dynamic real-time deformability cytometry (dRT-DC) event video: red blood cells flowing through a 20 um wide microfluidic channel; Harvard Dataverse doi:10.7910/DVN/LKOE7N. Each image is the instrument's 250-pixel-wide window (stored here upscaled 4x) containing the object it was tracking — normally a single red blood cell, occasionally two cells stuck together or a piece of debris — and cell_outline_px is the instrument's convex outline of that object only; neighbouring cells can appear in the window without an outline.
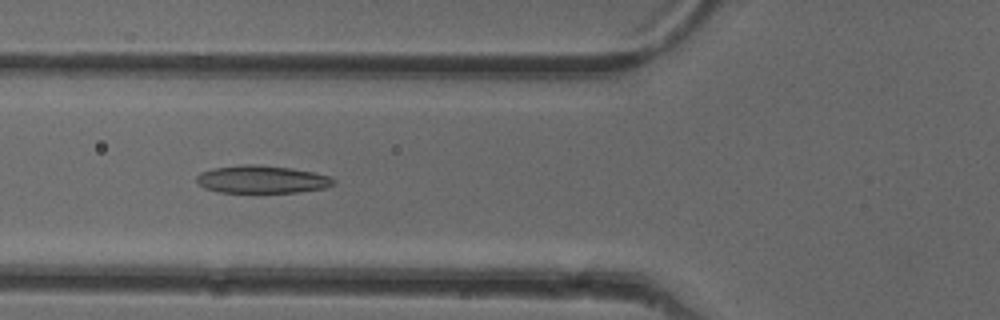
{"species": "common noctule bat (a hibernating species)", "species_latin": "Nyctalus noctula", "temperature_condition": "cold", "stored_images_in_passage": 47, "camera_frame_rate_fps": 3000, "um_per_image_px": 0.085, "animal": {"sex": "female"}, "frame": {"image": 1, "passage_image": 15, "time_ms": 4.667, "image_size_px": [1000, 320], "cell_outline_px": [[336, 184], [324, 188], [296, 192], [220, 192], [204, 188], [196, 180], [196, 176], [200, 172], [212, 168], [244, 164], [256, 164], [292, 168], [332, 176], [336, 180]], "centroid_in_image_um": [22.28, 15.24], "position_along_channel_um": 103.5, "area_um2": 22.2}}
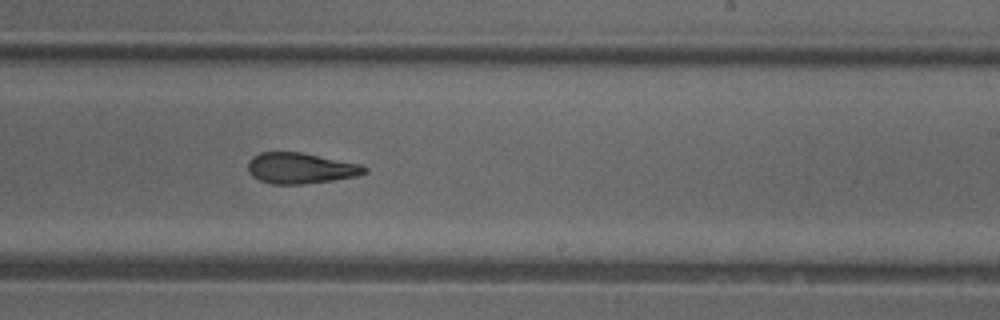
{"frame": {"image": 2, "passage_image": 27, "time_ms": 8.667, "image_size_px": [1000, 320], "cell_outline_px": [[368, 172], [356, 176], [332, 180], [300, 184], [272, 184], [260, 180], [252, 176], [248, 172], [248, 160], [252, 156], [260, 152], [304, 152], [360, 164], [368, 168]], "centroid_in_image_um": [25.53, 14.28], "position_along_channel_um": 263.5, "area_um2": 21.04}}
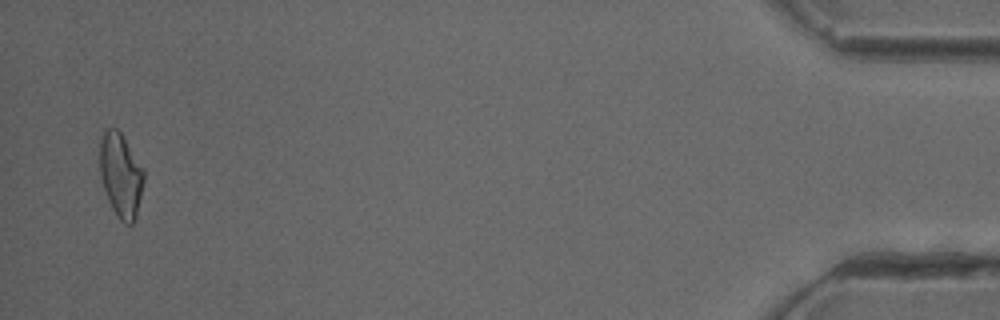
{"frame": {"image": 3, "passage_image": 46, "time_ms": 15.0, "image_size_px": [1000, 320], "cell_outline_px": [[144, 180], [136, 216], [132, 224], [124, 224], [120, 220], [112, 208], [108, 200], [100, 176], [100, 140], [104, 132], [108, 128], [116, 128], [120, 132], [144, 168]], "centroid_in_image_um": [10.27, 14.89], "position_along_channel_um": 424.9, "area_um2": 21.44}, "authors_computed_cell_mechanics": {"area_um2": 21.6172, "velocity_mm_per_s": 3.9912, "shape_relaxation_time_tau1_ms": 9.3653, "shape_relaxation_time_tau2_ms": 3.532, "deformation_change_tau1": 0.2048, "deformation_change_tau2": 0.1173}}